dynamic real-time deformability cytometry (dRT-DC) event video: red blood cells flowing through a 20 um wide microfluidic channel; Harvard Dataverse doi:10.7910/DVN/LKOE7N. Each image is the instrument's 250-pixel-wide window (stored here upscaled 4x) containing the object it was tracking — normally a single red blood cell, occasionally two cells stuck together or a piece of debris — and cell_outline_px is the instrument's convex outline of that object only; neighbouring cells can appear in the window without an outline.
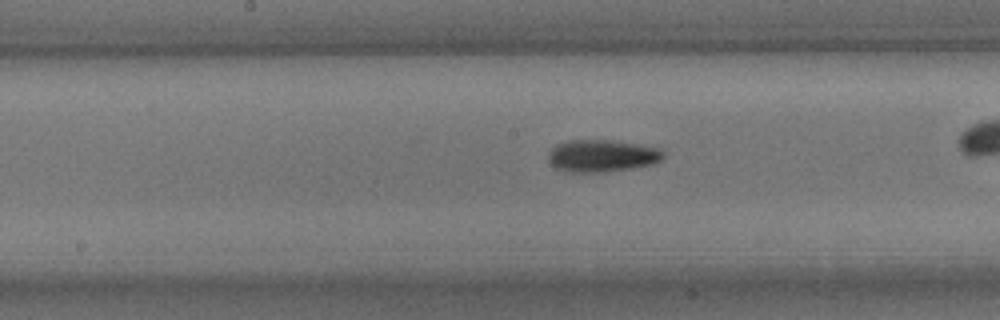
{"species": "common noctule bat (a hibernating species)", "species_latin": "Nyctalus noctula", "temperature_condition": "room temperature", "stored_images_in_passage": 29, "camera_frame_rate_fps": 3000, "um_per_image_px": 0.085, "animal": {"sex": "male", "body_mass_g": 15.6}, "frame": {"image": 1, "passage_image": 13, "time_ms": 4.0, "image_size_px": [1000, 320], "cell_outline_px": [[664, 156], [660, 160], [652, 164], [604, 172], [568, 172], [556, 168], [548, 160], [548, 152], [556, 144], [568, 140], [612, 140], [636, 144], [656, 148], [664, 152]], "centroid_in_image_um": [51.11, 13.24], "position_along_channel_um": 197.1, "area_um2": 21.39}}
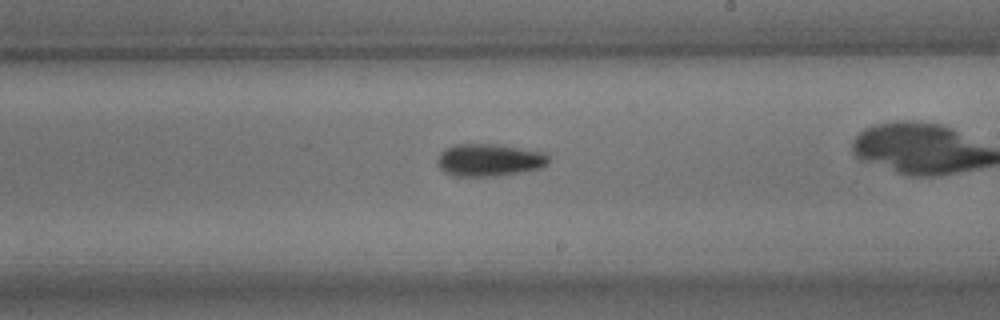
{"frame": {"image": 2, "passage_image": 17, "time_ms": 5.333, "image_size_px": [1000, 320], "cell_outline_px": [[548, 164], [540, 168], [500, 176], [452, 176], [444, 172], [436, 164], [436, 160], [440, 152], [444, 148], [456, 144], [496, 144], [544, 152], [548, 156]], "centroid_in_image_um": [41.53, 13.6], "position_along_channel_um": 247.5, "area_um2": 21.21}}